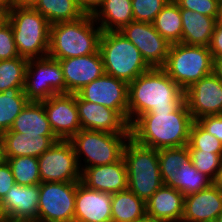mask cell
I'll return each instance as SVG.
<instances>
[{"instance_id":"obj_1","label":"cell","mask_w":222,"mask_h":222,"mask_svg":"<svg viewBox=\"0 0 222 222\" xmlns=\"http://www.w3.org/2000/svg\"><path fill=\"white\" fill-rule=\"evenodd\" d=\"M184 102V90L162 68H150L128 84V123L149 112H174Z\"/></svg>"},{"instance_id":"obj_2","label":"cell","mask_w":222,"mask_h":222,"mask_svg":"<svg viewBox=\"0 0 222 222\" xmlns=\"http://www.w3.org/2000/svg\"><path fill=\"white\" fill-rule=\"evenodd\" d=\"M184 102L174 112H149L141 115L131 126V138L138 144L156 150L185 146L189 143L193 123Z\"/></svg>"},{"instance_id":"obj_3","label":"cell","mask_w":222,"mask_h":222,"mask_svg":"<svg viewBox=\"0 0 222 222\" xmlns=\"http://www.w3.org/2000/svg\"><path fill=\"white\" fill-rule=\"evenodd\" d=\"M101 34L102 29L90 14L72 22L50 25L47 56L67 59L96 53L99 50Z\"/></svg>"},{"instance_id":"obj_4","label":"cell","mask_w":222,"mask_h":222,"mask_svg":"<svg viewBox=\"0 0 222 222\" xmlns=\"http://www.w3.org/2000/svg\"><path fill=\"white\" fill-rule=\"evenodd\" d=\"M12 27L20 57L38 59L48 55L50 23L34 8L7 7L5 17Z\"/></svg>"},{"instance_id":"obj_5","label":"cell","mask_w":222,"mask_h":222,"mask_svg":"<svg viewBox=\"0 0 222 222\" xmlns=\"http://www.w3.org/2000/svg\"><path fill=\"white\" fill-rule=\"evenodd\" d=\"M99 51L105 74L127 84L150 69L138 48L120 31H102Z\"/></svg>"},{"instance_id":"obj_6","label":"cell","mask_w":222,"mask_h":222,"mask_svg":"<svg viewBox=\"0 0 222 222\" xmlns=\"http://www.w3.org/2000/svg\"><path fill=\"white\" fill-rule=\"evenodd\" d=\"M130 137L131 133L81 129L69 141L73 145L78 166L82 171L88 167L107 165L121 160L125 144Z\"/></svg>"},{"instance_id":"obj_7","label":"cell","mask_w":222,"mask_h":222,"mask_svg":"<svg viewBox=\"0 0 222 222\" xmlns=\"http://www.w3.org/2000/svg\"><path fill=\"white\" fill-rule=\"evenodd\" d=\"M123 159L128 189L146 202L163 185L158 150L138 144L130 137L125 144Z\"/></svg>"},{"instance_id":"obj_8","label":"cell","mask_w":222,"mask_h":222,"mask_svg":"<svg viewBox=\"0 0 222 222\" xmlns=\"http://www.w3.org/2000/svg\"><path fill=\"white\" fill-rule=\"evenodd\" d=\"M162 69L185 91L213 72V58L208 47L171 44Z\"/></svg>"},{"instance_id":"obj_9","label":"cell","mask_w":222,"mask_h":222,"mask_svg":"<svg viewBox=\"0 0 222 222\" xmlns=\"http://www.w3.org/2000/svg\"><path fill=\"white\" fill-rule=\"evenodd\" d=\"M23 91L29 101L41 102L51 96L65 94L60 62L49 56L29 59Z\"/></svg>"},{"instance_id":"obj_10","label":"cell","mask_w":222,"mask_h":222,"mask_svg":"<svg viewBox=\"0 0 222 222\" xmlns=\"http://www.w3.org/2000/svg\"><path fill=\"white\" fill-rule=\"evenodd\" d=\"M77 182H41L37 222H74Z\"/></svg>"},{"instance_id":"obj_11","label":"cell","mask_w":222,"mask_h":222,"mask_svg":"<svg viewBox=\"0 0 222 222\" xmlns=\"http://www.w3.org/2000/svg\"><path fill=\"white\" fill-rule=\"evenodd\" d=\"M41 182H80L81 171L69 140H59L38 157Z\"/></svg>"},{"instance_id":"obj_12","label":"cell","mask_w":222,"mask_h":222,"mask_svg":"<svg viewBox=\"0 0 222 222\" xmlns=\"http://www.w3.org/2000/svg\"><path fill=\"white\" fill-rule=\"evenodd\" d=\"M120 32L138 48L150 68L164 66L171 43L155 30L152 23L133 20Z\"/></svg>"},{"instance_id":"obj_13","label":"cell","mask_w":222,"mask_h":222,"mask_svg":"<svg viewBox=\"0 0 222 222\" xmlns=\"http://www.w3.org/2000/svg\"><path fill=\"white\" fill-rule=\"evenodd\" d=\"M82 100L116 110L128 122V84L103 74L76 93Z\"/></svg>"},{"instance_id":"obj_14","label":"cell","mask_w":222,"mask_h":222,"mask_svg":"<svg viewBox=\"0 0 222 222\" xmlns=\"http://www.w3.org/2000/svg\"><path fill=\"white\" fill-rule=\"evenodd\" d=\"M184 93L194 121L208 115L222 114V80L213 72L192 84Z\"/></svg>"},{"instance_id":"obj_15","label":"cell","mask_w":222,"mask_h":222,"mask_svg":"<svg viewBox=\"0 0 222 222\" xmlns=\"http://www.w3.org/2000/svg\"><path fill=\"white\" fill-rule=\"evenodd\" d=\"M41 102L50 126L59 140H70L82 129L76 94H58Z\"/></svg>"},{"instance_id":"obj_16","label":"cell","mask_w":222,"mask_h":222,"mask_svg":"<svg viewBox=\"0 0 222 222\" xmlns=\"http://www.w3.org/2000/svg\"><path fill=\"white\" fill-rule=\"evenodd\" d=\"M56 60L60 62L62 68L65 94H76L105 73L99 50L86 56Z\"/></svg>"},{"instance_id":"obj_17","label":"cell","mask_w":222,"mask_h":222,"mask_svg":"<svg viewBox=\"0 0 222 222\" xmlns=\"http://www.w3.org/2000/svg\"><path fill=\"white\" fill-rule=\"evenodd\" d=\"M76 104L82 129L108 133H131L129 123L116 110L82 100L77 94Z\"/></svg>"},{"instance_id":"obj_18","label":"cell","mask_w":222,"mask_h":222,"mask_svg":"<svg viewBox=\"0 0 222 222\" xmlns=\"http://www.w3.org/2000/svg\"><path fill=\"white\" fill-rule=\"evenodd\" d=\"M112 193L92 190L77 182L74 222H112Z\"/></svg>"},{"instance_id":"obj_19","label":"cell","mask_w":222,"mask_h":222,"mask_svg":"<svg viewBox=\"0 0 222 222\" xmlns=\"http://www.w3.org/2000/svg\"><path fill=\"white\" fill-rule=\"evenodd\" d=\"M80 182L92 190L117 193L128 189L127 169L121 160L101 166H92L81 171Z\"/></svg>"},{"instance_id":"obj_20","label":"cell","mask_w":222,"mask_h":222,"mask_svg":"<svg viewBox=\"0 0 222 222\" xmlns=\"http://www.w3.org/2000/svg\"><path fill=\"white\" fill-rule=\"evenodd\" d=\"M222 212V192L212 183L185 196L181 222H215Z\"/></svg>"},{"instance_id":"obj_21","label":"cell","mask_w":222,"mask_h":222,"mask_svg":"<svg viewBox=\"0 0 222 222\" xmlns=\"http://www.w3.org/2000/svg\"><path fill=\"white\" fill-rule=\"evenodd\" d=\"M3 199L6 222H37L39 184H14Z\"/></svg>"},{"instance_id":"obj_22","label":"cell","mask_w":222,"mask_h":222,"mask_svg":"<svg viewBox=\"0 0 222 222\" xmlns=\"http://www.w3.org/2000/svg\"><path fill=\"white\" fill-rule=\"evenodd\" d=\"M185 196L171 186L162 185L147 201L146 215L155 222H181Z\"/></svg>"},{"instance_id":"obj_23","label":"cell","mask_w":222,"mask_h":222,"mask_svg":"<svg viewBox=\"0 0 222 222\" xmlns=\"http://www.w3.org/2000/svg\"><path fill=\"white\" fill-rule=\"evenodd\" d=\"M5 157H39L59 139L55 135H39L12 132L1 134Z\"/></svg>"},{"instance_id":"obj_24","label":"cell","mask_w":222,"mask_h":222,"mask_svg":"<svg viewBox=\"0 0 222 222\" xmlns=\"http://www.w3.org/2000/svg\"><path fill=\"white\" fill-rule=\"evenodd\" d=\"M217 18L218 17L205 16L192 10L181 9V43L208 47Z\"/></svg>"},{"instance_id":"obj_25","label":"cell","mask_w":222,"mask_h":222,"mask_svg":"<svg viewBox=\"0 0 222 222\" xmlns=\"http://www.w3.org/2000/svg\"><path fill=\"white\" fill-rule=\"evenodd\" d=\"M92 16L102 31H120L134 20L132 0H104Z\"/></svg>"},{"instance_id":"obj_26","label":"cell","mask_w":222,"mask_h":222,"mask_svg":"<svg viewBox=\"0 0 222 222\" xmlns=\"http://www.w3.org/2000/svg\"><path fill=\"white\" fill-rule=\"evenodd\" d=\"M12 132L55 135L47 119L42 102L29 101L20 114L14 119L10 128Z\"/></svg>"},{"instance_id":"obj_27","label":"cell","mask_w":222,"mask_h":222,"mask_svg":"<svg viewBox=\"0 0 222 222\" xmlns=\"http://www.w3.org/2000/svg\"><path fill=\"white\" fill-rule=\"evenodd\" d=\"M112 222H139L147 218L146 202L129 189L112 194Z\"/></svg>"},{"instance_id":"obj_28","label":"cell","mask_w":222,"mask_h":222,"mask_svg":"<svg viewBox=\"0 0 222 222\" xmlns=\"http://www.w3.org/2000/svg\"><path fill=\"white\" fill-rule=\"evenodd\" d=\"M34 9L42 14L50 25L72 22L85 15L77 0H39Z\"/></svg>"},{"instance_id":"obj_29","label":"cell","mask_w":222,"mask_h":222,"mask_svg":"<svg viewBox=\"0 0 222 222\" xmlns=\"http://www.w3.org/2000/svg\"><path fill=\"white\" fill-rule=\"evenodd\" d=\"M155 30L169 43H181L182 40V19L181 9L170 0L158 13L152 22Z\"/></svg>"},{"instance_id":"obj_30","label":"cell","mask_w":222,"mask_h":222,"mask_svg":"<svg viewBox=\"0 0 222 222\" xmlns=\"http://www.w3.org/2000/svg\"><path fill=\"white\" fill-rule=\"evenodd\" d=\"M24 87H13L0 92V134L10 130L14 119L29 102Z\"/></svg>"},{"instance_id":"obj_31","label":"cell","mask_w":222,"mask_h":222,"mask_svg":"<svg viewBox=\"0 0 222 222\" xmlns=\"http://www.w3.org/2000/svg\"><path fill=\"white\" fill-rule=\"evenodd\" d=\"M212 183L213 181L208 176L202 174L193 166L192 160L189 158L179 166V170L175 174V181L171 187L186 196L206 189Z\"/></svg>"},{"instance_id":"obj_32","label":"cell","mask_w":222,"mask_h":222,"mask_svg":"<svg viewBox=\"0 0 222 222\" xmlns=\"http://www.w3.org/2000/svg\"><path fill=\"white\" fill-rule=\"evenodd\" d=\"M189 158L190 152L187 145L158 150L159 169L163 185L171 186L174 183L179 166Z\"/></svg>"},{"instance_id":"obj_33","label":"cell","mask_w":222,"mask_h":222,"mask_svg":"<svg viewBox=\"0 0 222 222\" xmlns=\"http://www.w3.org/2000/svg\"><path fill=\"white\" fill-rule=\"evenodd\" d=\"M5 158L12 171L15 184L31 186L41 183L38 157L20 156Z\"/></svg>"},{"instance_id":"obj_34","label":"cell","mask_w":222,"mask_h":222,"mask_svg":"<svg viewBox=\"0 0 222 222\" xmlns=\"http://www.w3.org/2000/svg\"><path fill=\"white\" fill-rule=\"evenodd\" d=\"M28 59L16 57L0 60V92L13 87H24Z\"/></svg>"},{"instance_id":"obj_35","label":"cell","mask_w":222,"mask_h":222,"mask_svg":"<svg viewBox=\"0 0 222 222\" xmlns=\"http://www.w3.org/2000/svg\"><path fill=\"white\" fill-rule=\"evenodd\" d=\"M187 147L222 155V142L204 130L196 121H193L191 125Z\"/></svg>"},{"instance_id":"obj_36","label":"cell","mask_w":222,"mask_h":222,"mask_svg":"<svg viewBox=\"0 0 222 222\" xmlns=\"http://www.w3.org/2000/svg\"><path fill=\"white\" fill-rule=\"evenodd\" d=\"M189 152L193 166L214 181L222 164V155L197 149H189Z\"/></svg>"},{"instance_id":"obj_37","label":"cell","mask_w":222,"mask_h":222,"mask_svg":"<svg viewBox=\"0 0 222 222\" xmlns=\"http://www.w3.org/2000/svg\"><path fill=\"white\" fill-rule=\"evenodd\" d=\"M170 0H132L134 21L152 23Z\"/></svg>"},{"instance_id":"obj_38","label":"cell","mask_w":222,"mask_h":222,"mask_svg":"<svg viewBox=\"0 0 222 222\" xmlns=\"http://www.w3.org/2000/svg\"><path fill=\"white\" fill-rule=\"evenodd\" d=\"M19 57L16 49L12 27L5 18L0 21V60H9Z\"/></svg>"},{"instance_id":"obj_39","label":"cell","mask_w":222,"mask_h":222,"mask_svg":"<svg viewBox=\"0 0 222 222\" xmlns=\"http://www.w3.org/2000/svg\"><path fill=\"white\" fill-rule=\"evenodd\" d=\"M180 9L192 10L205 16L218 17V0H173Z\"/></svg>"},{"instance_id":"obj_40","label":"cell","mask_w":222,"mask_h":222,"mask_svg":"<svg viewBox=\"0 0 222 222\" xmlns=\"http://www.w3.org/2000/svg\"><path fill=\"white\" fill-rule=\"evenodd\" d=\"M196 122L208 133L216 136L222 142V114L208 115L197 119Z\"/></svg>"},{"instance_id":"obj_41","label":"cell","mask_w":222,"mask_h":222,"mask_svg":"<svg viewBox=\"0 0 222 222\" xmlns=\"http://www.w3.org/2000/svg\"><path fill=\"white\" fill-rule=\"evenodd\" d=\"M14 184L10 166L7 161H4L0 164V197H4Z\"/></svg>"},{"instance_id":"obj_42","label":"cell","mask_w":222,"mask_h":222,"mask_svg":"<svg viewBox=\"0 0 222 222\" xmlns=\"http://www.w3.org/2000/svg\"><path fill=\"white\" fill-rule=\"evenodd\" d=\"M212 58H218L222 56V24L216 22L214 32L211 37L210 44L208 46Z\"/></svg>"},{"instance_id":"obj_43","label":"cell","mask_w":222,"mask_h":222,"mask_svg":"<svg viewBox=\"0 0 222 222\" xmlns=\"http://www.w3.org/2000/svg\"><path fill=\"white\" fill-rule=\"evenodd\" d=\"M77 2L85 14L93 15L103 4L104 0H77Z\"/></svg>"},{"instance_id":"obj_44","label":"cell","mask_w":222,"mask_h":222,"mask_svg":"<svg viewBox=\"0 0 222 222\" xmlns=\"http://www.w3.org/2000/svg\"><path fill=\"white\" fill-rule=\"evenodd\" d=\"M39 0H12L8 7L34 8Z\"/></svg>"},{"instance_id":"obj_45","label":"cell","mask_w":222,"mask_h":222,"mask_svg":"<svg viewBox=\"0 0 222 222\" xmlns=\"http://www.w3.org/2000/svg\"><path fill=\"white\" fill-rule=\"evenodd\" d=\"M213 73L222 80V56L213 58Z\"/></svg>"},{"instance_id":"obj_46","label":"cell","mask_w":222,"mask_h":222,"mask_svg":"<svg viewBox=\"0 0 222 222\" xmlns=\"http://www.w3.org/2000/svg\"><path fill=\"white\" fill-rule=\"evenodd\" d=\"M213 184L222 192V164L218 170L216 178L213 181Z\"/></svg>"},{"instance_id":"obj_47","label":"cell","mask_w":222,"mask_h":222,"mask_svg":"<svg viewBox=\"0 0 222 222\" xmlns=\"http://www.w3.org/2000/svg\"><path fill=\"white\" fill-rule=\"evenodd\" d=\"M0 222H6V210L3 197H0Z\"/></svg>"},{"instance_id":"obj_48","label":"cell","mask_w":222,"mask_h":222,"mask_svg":"<svg viewBox=\"0 0 222 222\" xmlns=\"http://www.w3.org/2000/svg\"><path fill=\"white\" fill-rule=\"evenodd\" d=\"M6 161L5 154H4V143L2 136L0 134V164Z\"/></svg>"},{"instance_id":"obj_49","label":"cell","mask_w":222,"mask_h":222,"mask_svg":"<svg viewBox=\"0 0 222 222\" xmlns=\"http://www.w3.org/2000/svg\"><path fill=\"white\" fill-rule=\"evenodd\" d=\"M6 9H7V6L0 1V21L5 19Z\"/></svg>"},{"instance_id":"obj_50","label":"cell","mask_w":222,"mask_h":222,"mask_svg":"<svg viewBox=\"0 0 222 222\" xmlns=\"http://www.w3.org/2000/svg\"><path fill=\"white\" fill-rule=\"evenodd\" d=\"M217 22L222 24V0L219 2V15L217 18Z\"/></svg>"},{"instance_id":"obj_51","label":"cell","mask_w":222,"mask_h":222,"mask_svg":"<svg viewBox=\"0 0 222 222\" xmlns=\"http://www.w3.org/2000/svg\"><path fill=\"white\" fill-rule=\"evenodd\" d=\"M2 3H4L7 7L12 3V0H0Z\"/></svg>"},{"instance_id":"obj_52","label":"cell","mask_w":222,"mask_h":222,"mask_svg":"<svg viewBox=\"0 0 222 222\" xmlns=\"http://www.w3.org/2000/svg\"><path fill=\"white\" fill-rule=\"evenodd\" d=\"M215 222H222V212H221L220 215L217 217V219L215 220Z\"/></svg>"},{"instance_id":"obj_53","label":"cell","mask_w":222,"mask_h":222,"mask_svg":"<svg viewBox=\"0 0 222 222\" xmlns=\"http://www.w3.org/2000/svg\"><path fill=\"white\" fill-rule=\"evenodd\" d=\"M139 222H155V221H154V220H151V219L146 218V219H144V220H142V221H139Z\"/></svg>"}]
</instances>
